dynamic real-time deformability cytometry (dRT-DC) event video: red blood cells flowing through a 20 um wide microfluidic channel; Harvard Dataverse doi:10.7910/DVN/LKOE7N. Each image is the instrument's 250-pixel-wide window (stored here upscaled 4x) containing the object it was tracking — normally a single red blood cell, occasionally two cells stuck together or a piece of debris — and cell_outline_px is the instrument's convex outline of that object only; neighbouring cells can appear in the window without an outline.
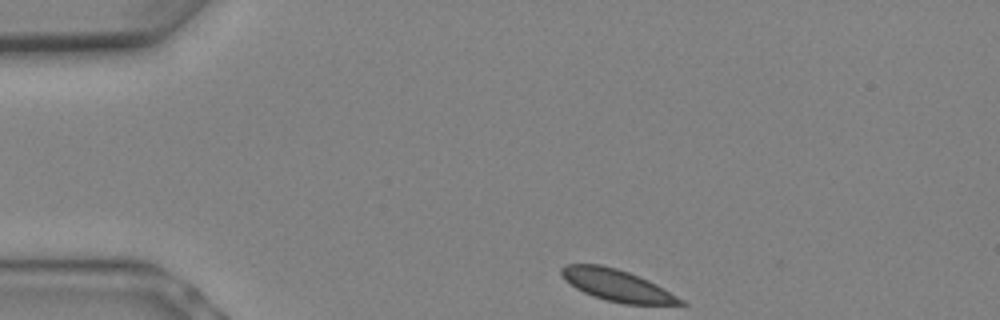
{"species": "Egyptian fruit bat (a non-hibernating species)", "species_latin": "Rousettus aegyptiacus", "temperature_condition": "warm", "stored_images_in_passage": 5, "camera_frame_rate_fps": 3000, "um_per_image_px": 0.085, "animal": {"sex": "female"}, "frame": {"image": 1, "passage_image": 1, "time_ms": 0.0, "image_size_px": [1000, 320], "cell_outline_px": [[688, 304], [624, 304], [608, 300], [584, 292], [576, 288], [564, 280], [560, 272], [560, 268], [568, 264], [600, 264], [616, 268], [628, 272], [648, 280], [664, 288], [684, 300]], "centroid_in_image_um": [52.44, 24.24], "position_along_channel_um": 32.6, "area_um2": 21.68}}
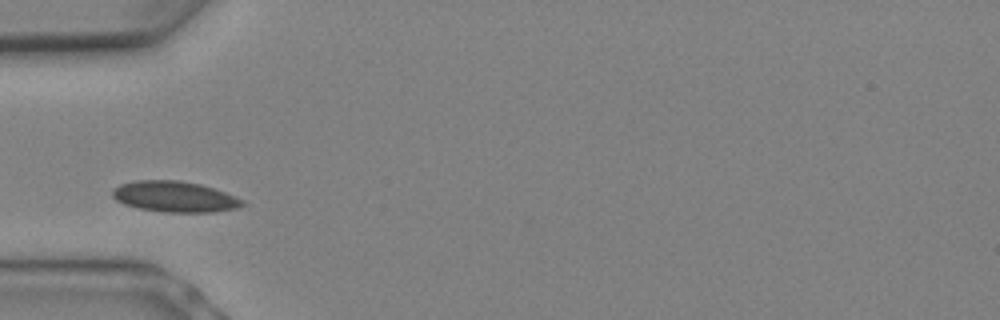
{"frame": {"image": 2, "passage_image": 4, "time_ms": 1.0, "image_size_px": [1000, 320], "cell_outline_px": [[244, 204], [236, 208], [212, 212], [164, 212], [136, 208], [124, 204], [116, 200], [112, 196], [112, 192], [120, 184], [136, 180], [180, 180], [200, 184], [224, 192], [244, 200]], "centroid_in_image_um": [14.82, 16.72], "position_along_channel_um": 70.2, "area_um2": 23.24}}